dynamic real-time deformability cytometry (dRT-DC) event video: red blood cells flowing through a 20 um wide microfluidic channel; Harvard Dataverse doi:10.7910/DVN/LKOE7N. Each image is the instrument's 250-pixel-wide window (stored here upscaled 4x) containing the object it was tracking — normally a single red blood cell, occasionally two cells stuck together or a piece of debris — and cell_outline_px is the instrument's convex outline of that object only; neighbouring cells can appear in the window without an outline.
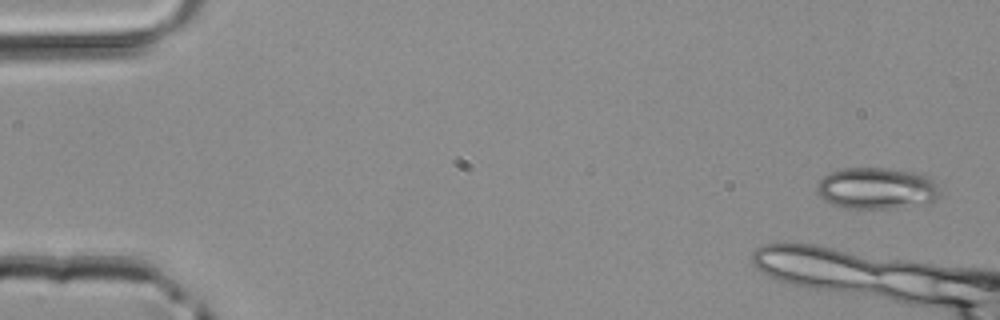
{"species": "common noctule bat (a hibernating species)", "species_latin": "Nyctalus noctula", "temperature_condition": "room temperature", "stored_images_in_passage": 4, "segment_of_instrument_passage": [2, 2], "camera_frame_rate_fps": 3000, "um_per_image_px": 0.085, "animal": {"sex": "male", "body_mass_g": 20.4}, "frame": {"image": 1, "passage_image": 4, "time_ms": 1.0, "image_size_px": [1000, 320], "cell_outline_px": [[940, 196], [936, 200], [888, 208], [844, 208], [832, 204], [824, 200], [820, 196], [816, 188], [820, 180], [828, 172], [844, 168], [888, 168], [924, 172], [936, 184], [940, 192]], "centroid_in_image_um": [74.51, 15.97], "position_along_channel_um": 10.5, "area_um2": 29.77}}